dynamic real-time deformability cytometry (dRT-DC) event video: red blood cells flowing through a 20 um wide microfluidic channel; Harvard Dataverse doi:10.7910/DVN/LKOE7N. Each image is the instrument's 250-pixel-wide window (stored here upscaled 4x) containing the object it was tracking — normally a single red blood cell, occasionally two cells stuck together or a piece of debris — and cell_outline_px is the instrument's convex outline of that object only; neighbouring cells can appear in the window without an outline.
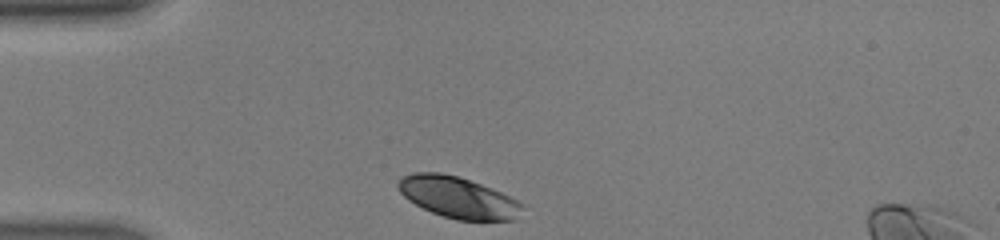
{"species": "human", "species_latin": "Homo sapiens", "temperature_condition": "warm", "stored_images_in_passage": 27, "camera_frame_rate_fps": 3000, "um_per_image_px": 0.085, "donor": {"sex": "male"}, "frame": {"image": 1, "passage_image": 1, "time_ms": 0.0, "image_size_px": [1000, 240], "cell_outline_px": [[524, 208], [516, 220], [456, 220], [432, 212], [408, 200], [400, 192], [396, 184], [404, 176], [412, 172], [440, 172], [456, 176], [492, 188], [524, 204]], "centroid_in_image_um": [38.94, 16.78], "position_along_channel_um": 46.1, "area_um2": 29.65}}
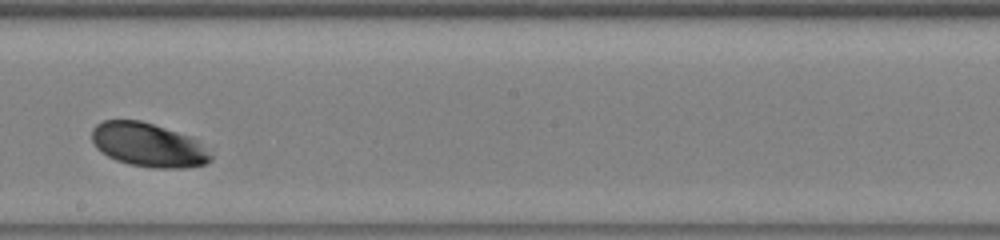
{"frame": {"image": 2, "passage_image": 16, "time_ms": 5.0, "image_size_px": [1000, 240], "cell_outline_px": [[216, 144], [212, 160], [208, 164], [184, 168], [152, 168], [128, 164], [116, 160], [100, 152], [96, 148], [92, 140], [92, 128], [96, 124], [104, 120], [140, 120], [192, 136]], "centroid_in_image_um": [12.78, 12.33], "position_along_channel_um": 235.4, "area_um2": 31.79}}
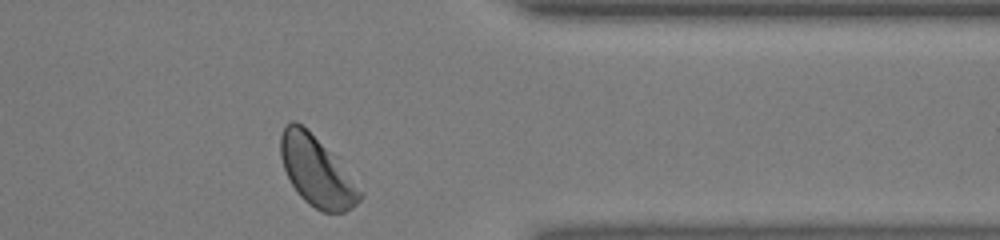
{"frame": {"image": 3, "passage_image": 27, "time_ms": 8.667, "image_size_px": [1000, 240], "cell_outline_px": [[364, 196], [352, 208], [344, 212], [324, 212], [308, 204], [300, 196], [292, 184], [284, 168], [280, 156], [280, 136], [284, 128], [292, 120], [296, 120], [328, 152], [364, 192]], "centroid_in_image_um": [26.9, 14.62], "position_along_channel_um": 384.5, "area_um2": 31.1}, "authors_computed_cell_mechanics": {"area_um2": 31.0386, "velocity_mm_per_s": 4.3259, "shape_relaxation_time_tau1_ms": 1.1104, "shape_relaxation_time_tau2_ms": null, "deformation_change_tau1": 0.0884, "deformation_change_tau2": null}}